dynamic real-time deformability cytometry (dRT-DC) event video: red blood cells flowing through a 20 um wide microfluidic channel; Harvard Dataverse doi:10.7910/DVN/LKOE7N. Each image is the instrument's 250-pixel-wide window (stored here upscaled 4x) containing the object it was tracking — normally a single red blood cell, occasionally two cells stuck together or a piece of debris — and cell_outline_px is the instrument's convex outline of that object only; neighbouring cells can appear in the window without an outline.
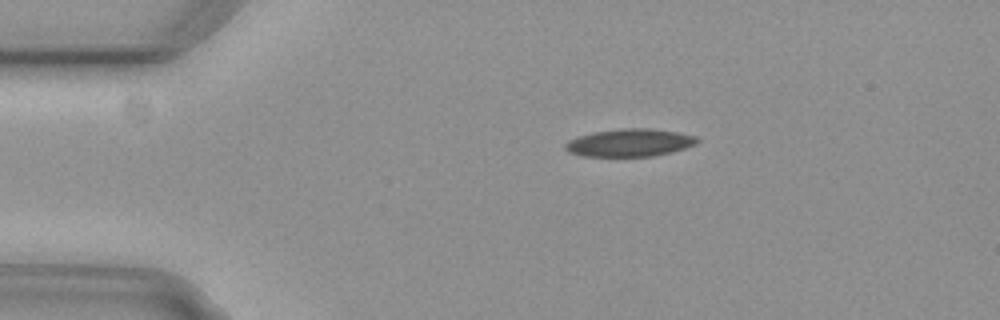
{"species": "common noctule bat (a hibernating species)", "species_latin": "Nyctalus noctula", "temperature_condition": "cold", "stored_images_in_passage": 3, "camera_frame_rate_fps": 3000, "um_per_image_px": 0.085, "animal": {"sex": "female", "body_mass_g": 29.2, "forearm_length_mm": 56.3}, "frame": {"image": 1, "passage_image": 1, "time_ms": 0.0, "image_size_px": [1000, 320], "cell_outline_px": [[700, 140], [696, 144], [672, 152], [652, 156], [584, 156], [568, 152], [564, 148], [564, 144], [568, 140], [592, 132], [620, 128], [648, 128], [676, 132], [696, 136]], "centroid_in_image_um": [53.51, 12.13], "position_along_channel_um": 31.5, "area_um2": 21.27}}
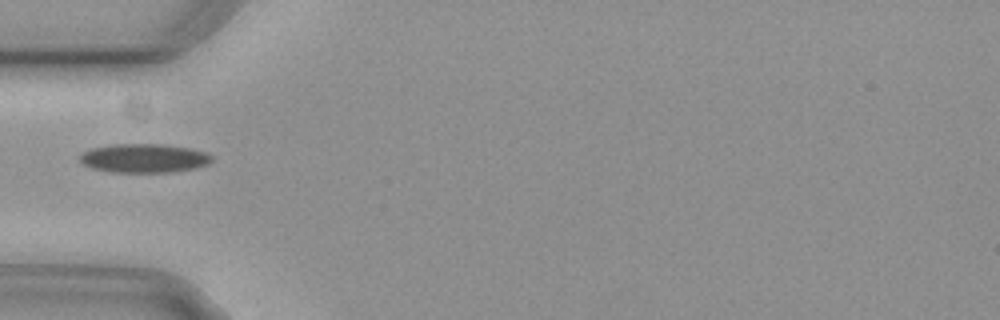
{"frame": {"image": 2, "passage_image": 3, "time_ms": 0.667, "image_size_px": [1000, 320], "cell_outline_px": [[212, 160], [208, 164], [192, 168], [168, 172], [112, 172], [92, 168], [84, 164], [80, 160], [80, 156], [84, 152], [92, 148], [112, 144], [164, 144], [188, 148], [208, 152], [212, 156]], "centroid_in_image_um": [12.25, 13.44], "position_along_channel_um": 72.7, "area_um2": 22.02}}